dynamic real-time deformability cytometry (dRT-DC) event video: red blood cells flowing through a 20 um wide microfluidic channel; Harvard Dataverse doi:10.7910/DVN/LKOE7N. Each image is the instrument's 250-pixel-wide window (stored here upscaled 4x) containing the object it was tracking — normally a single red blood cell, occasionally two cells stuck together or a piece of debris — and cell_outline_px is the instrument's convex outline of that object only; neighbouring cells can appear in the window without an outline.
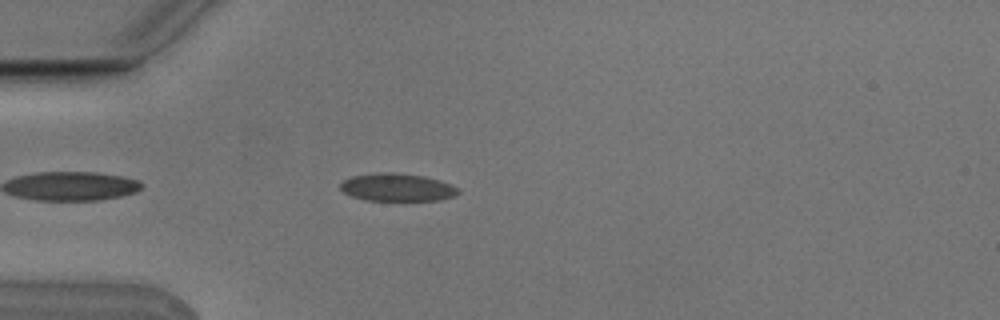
{"species": "Egyptian fruit bat (a non-hibernating species)", "species_latin": "Rousettus aegyptiacus", "temperature_condition": "cold", "stored_images_in_passage": 4, "camera_frame_rate_fps": 3000, "um_per_image_px": 0.085, "animal": {"sex": "male"}, "frame": {"image": 1, "passage_image": 3, "time_ms": 0.667, "image_size_px": [1000, 320], "cell_outline_px": [[460, 192], [452, 196], [440, 200], [368, 200], [352, 196], [344, 192], [340, 188], [340, 184], [344, 180], [352, 176], [380, 172], [396, 172], [424, 176], [440, 180], [452, 184], [460, 188]], "centroid_in_image_um": [33.79, 15.91], "position_along_channel_um": 51.2, "area_um2": 19.07}}